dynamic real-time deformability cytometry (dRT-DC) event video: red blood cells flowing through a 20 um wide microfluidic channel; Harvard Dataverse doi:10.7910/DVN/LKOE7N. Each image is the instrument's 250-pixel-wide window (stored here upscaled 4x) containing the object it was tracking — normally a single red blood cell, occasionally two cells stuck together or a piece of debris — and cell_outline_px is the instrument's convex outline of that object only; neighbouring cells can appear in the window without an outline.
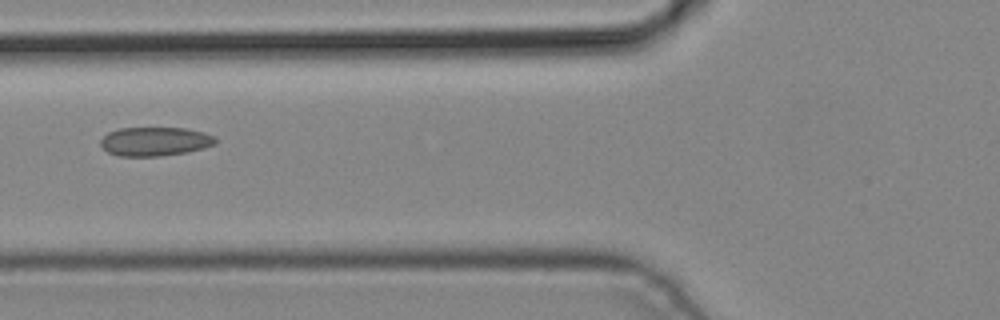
{"species": "common noctule bat (a hibernating species)", "species_latin": "Nyctalus noctula", "temperature_condition": "cold", "stored_images_in_passage": 2, "camera_frame_rate_fps": 3000, "um_per_image_px": 0.085, "animal": {"sex": "male", "body_mass_g": 19.2, "forearm_length_mm": 51.8}, "frame": {"image": 1, "passage_image": 2, "time_ms": 0.333, "image_size_px": [1000, 320], "cell_outline_px": [[216, 144], [204, 148], [188, 152], [160, 156], [120, 156], [108, 152], [100, 144], [100, 140], [108, 132], [120, 128], [184, 128], [204, 132], [216, 136]], "centroid_in_image_um": [13.2, 12.02], "position_along_channel_um": 112.6, "area_um2": 19.42}}